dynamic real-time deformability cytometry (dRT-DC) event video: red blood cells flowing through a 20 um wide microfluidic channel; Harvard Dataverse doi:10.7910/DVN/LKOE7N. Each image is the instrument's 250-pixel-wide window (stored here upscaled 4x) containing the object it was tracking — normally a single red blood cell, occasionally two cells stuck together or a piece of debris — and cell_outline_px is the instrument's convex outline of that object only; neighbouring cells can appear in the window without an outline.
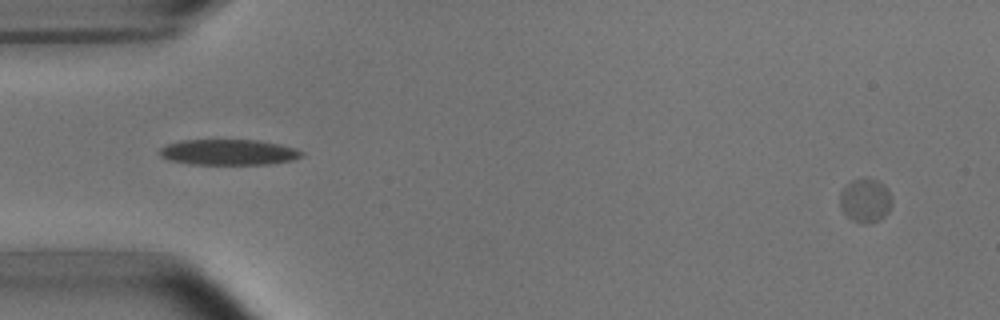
{"species": "common noctule bat (a hibernating species)", "species_latin": "Nyctalus noctula", "temperature_condition": "room temperature", "stored_images_in_passage": 4, "segment_of_instrument_passage": [2, 2], "camera_frame_rate_fps": 3000, "um_per_image_px": 0.085, "animal": {"sex": "male", "body_mass_g": 15.6}, "frame": {"image": 1, "passage_image": 4, "time_ms": 4.333, "image_size_px": [1000, 320], "cell_outline_px": [[892, 208], [880, 220], [868, 224], [864, 224], [852, 220], [840, 208], [840, 192], [852, 180], [876, 180], [888, 188], [892, 196]], "centroid_in_image_um": [73.59, 17.08], "position_along_channel_um": 11.4, "area_um2": 13.24}}